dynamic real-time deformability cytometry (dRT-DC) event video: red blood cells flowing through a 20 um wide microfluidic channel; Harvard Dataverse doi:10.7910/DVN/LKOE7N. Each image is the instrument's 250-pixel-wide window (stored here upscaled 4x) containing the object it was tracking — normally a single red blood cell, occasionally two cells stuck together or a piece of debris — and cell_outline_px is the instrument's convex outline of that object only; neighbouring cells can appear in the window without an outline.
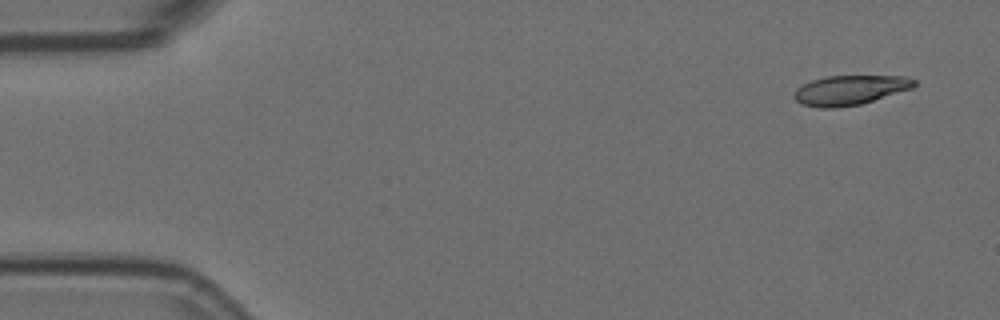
{"species": "Egyptian fruit bat (a non-hibernating species)", "species_latin": "Rousettus aegyptiacus", "temperature_condition": "room temperature", "stored_images_in_passage": 9, "camera_frame_rate_fps": 3000, "um_per_image_px": 0.085, "animal": {"sex": "female"}, "frame": {"image": 1, "passage_image": 1, "time_ms": 0.0, "image_size_px": [1000, 320], "cell_outline_px": [[916, 84], [912, 88], [860, 104], [836, 108], [820, 108], [800, 104], [792, 96], [792, 92], [796, 88], [812, 80], [828, 76], [904, 76], [916, 80]], "centroid_in_image_um": [72.19, 7.66], "position_along_channel_um": 12.8, "area_um2": 20.69}}
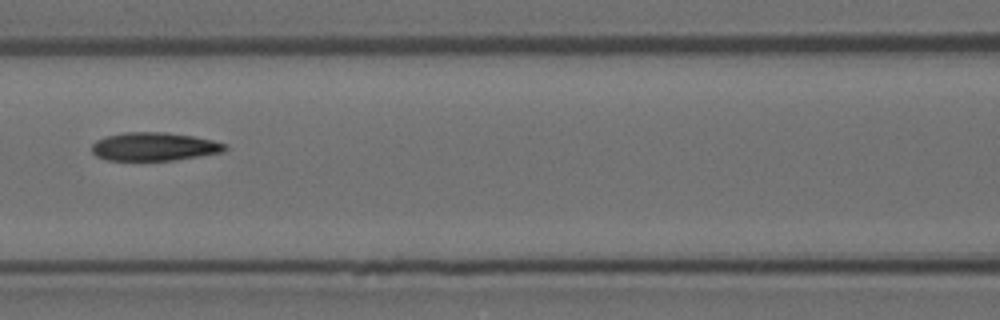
{"frame": {"image": 2, "passage_image": 7, "time_ms": 2.0, "image_size_px": [1000, 320], "cell_outline_px": [[228, 148], [224, 152], [172, 160], [108, 160], [96, 156], [92, 152], [92, 144], [96, 140], [104, 136], [124, 132], [164, 132], [192, 136], [212, 140], [228, 144]], "centroid_in_image_um": [13.1, 12.45], "position_along_channel_um": 153.5, "area_um2": 22.02}}
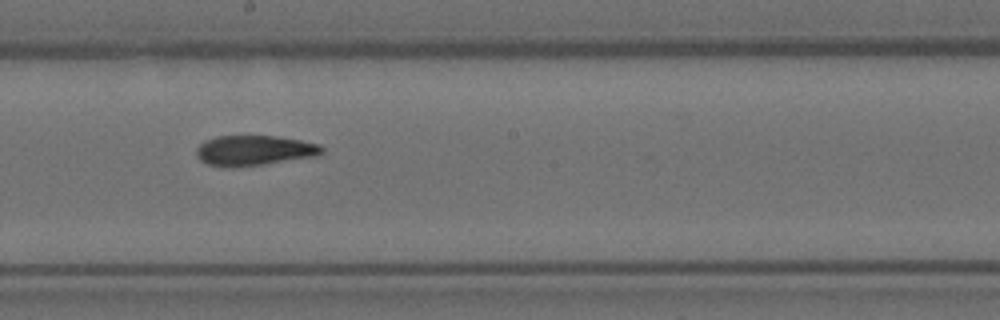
{"frame": {"image": 3, "passage_image": 9, "time_ms": 2.667, "image_size_px": [1000, 320], "cell_outline_px": [[324, 152], [316, 156], [264, 164], [232, 168], [224, 168], [208, 164], [200, 160], [196, 156], [196, 148], [204, 140], [216, 136], [276, 136], [300, 140], [320, 144], [324, 148]], "centroid_in_image_um": [21.58, 12.8], "position_along_channel_um": 226.6, "area_um2": 22.31}}